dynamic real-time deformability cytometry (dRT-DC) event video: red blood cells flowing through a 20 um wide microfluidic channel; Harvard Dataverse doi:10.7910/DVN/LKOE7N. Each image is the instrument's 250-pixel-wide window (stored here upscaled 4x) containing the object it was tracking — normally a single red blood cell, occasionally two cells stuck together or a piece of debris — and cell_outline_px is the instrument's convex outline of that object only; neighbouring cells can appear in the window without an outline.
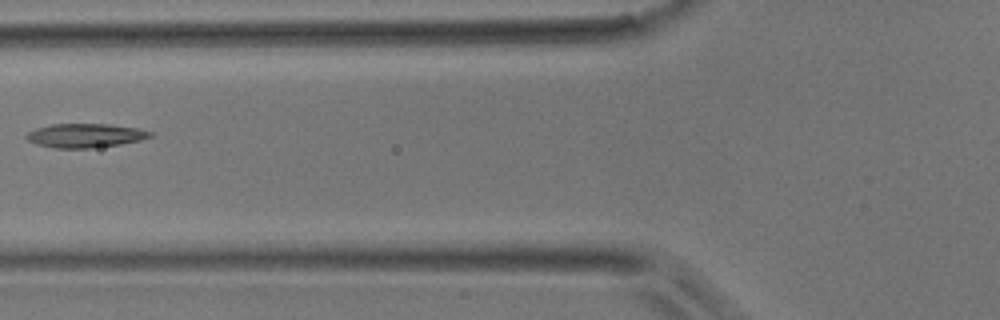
{"species": "common noctule bat (a hibernating species)", "species_latin": "Nyctalus noctula", "temperature_condition": "room temperature", "stored_images_in_passage": 5, "camera_frame_rate_fps": 3000, "um_per_image_px": 0.085, "animal": {"sex": "male", "body_mass_g": 17.9}, "frame": {"image": 1, "passage_image": 5, "time_ms": 1.333, "image_size_px": [1000, 320], "cell_outline_px": [[152, 136], [140, 140], [120, 144], [92, 148], [52, 148], [36, 144], [28, 140], [24, 136], [28, 132], [36, 128], [52, 124], [108, 124], [136, 128], [152, 132]], "centroid_in_image_um": [7.21, 11.52], "position_along_channel_um": 118.6, "area_um2": 17.22}}